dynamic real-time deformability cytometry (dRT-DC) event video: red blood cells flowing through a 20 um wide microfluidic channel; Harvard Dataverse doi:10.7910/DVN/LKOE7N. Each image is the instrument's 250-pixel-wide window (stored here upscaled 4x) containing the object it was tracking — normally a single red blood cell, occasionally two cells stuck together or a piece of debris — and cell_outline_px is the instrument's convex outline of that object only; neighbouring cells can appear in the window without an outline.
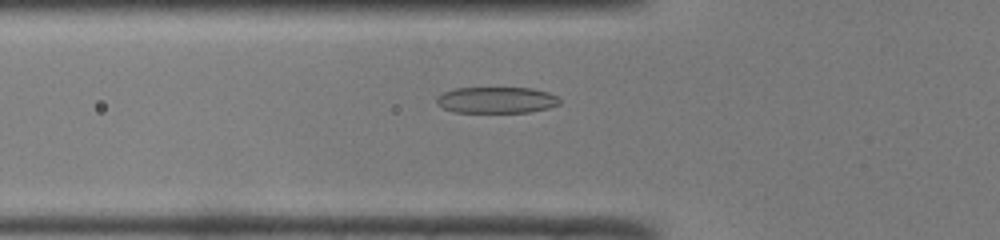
{"species": "common noctule bat (a hibernating species)", "species_latin": "Nyctalus noctula", "temperature_condition": "room temperature", "stored_images_in_passage": 41, "camera_frame_rate_fps": 3000, "um_per_image_px": 0.085, "animal": {"sex": "male", "body_mass_g": 19.0, "forearm_length_mm": 50.8}, "frame": {"image": 1, "passage_image": 9, "time_ms": 2.667, "image_size_px": [1000, 240], "cell_outline_px": [[560, 104], [548, 108], [528, 112], [456, 112], [444, 108], [436, 104], [436, 96], [444, 92], [456, 88], [532, 88], [548, 92], [560, 96]], "centroid_in_image_um": [42.22, 8.5], "position_along_channel_um": 83.6, "area_um2": 18.9}}
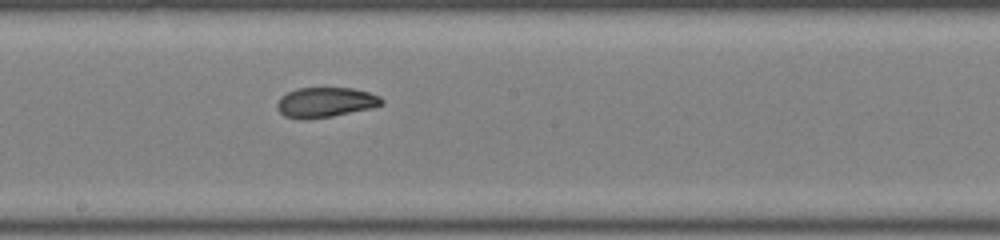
{"frame": {"image": 2, "passage_image": 19, "time_ms": 6.0, "image_size_px": [1000, 240], "cell_outline_px": [[384, 104], [372, 108], [332, 116], [304, 120], [300, 120], [284, 116], [276, 108], [276, 104], [280, 96], [296, 88], [352, 88], [368, 92], [380, 96], [384, 100]], "centroid_in_image_um": [27.64, 8.7], "position_along_channel_um": 220.6, "area_um2": 18.5}}
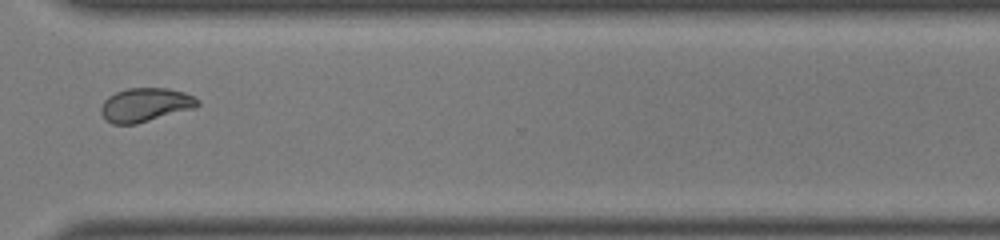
{"frame": {"image": 3, "passage_image": 29, "time_ms": 9.333, "image_size_px": [1000, 240], "cell_outline_px": [[200, 104], [196, 108], [136, 124], [112, 124], [100, 112], [100, 108], [104, 100], [108, 96], [116, 92], [128, 88], [168, 88], [184, 92], [200, 100]], "centroid_in_image_um": [12.37, 8.91], "position_along_channel_um": 358.2, "area_um2": 19.07}, "authors_computed_cell_mechanics": {"area_um2": 19.1896, "velocity_mm_per_s": 4.1045, "shape_relaxation_time_tau1_ms": 5.543, "shape_relaxation_time_tau2_ms": 1.0752, "deformation_change_tau1": 0.1943, "deformation_change_tau2": 0.0593}}